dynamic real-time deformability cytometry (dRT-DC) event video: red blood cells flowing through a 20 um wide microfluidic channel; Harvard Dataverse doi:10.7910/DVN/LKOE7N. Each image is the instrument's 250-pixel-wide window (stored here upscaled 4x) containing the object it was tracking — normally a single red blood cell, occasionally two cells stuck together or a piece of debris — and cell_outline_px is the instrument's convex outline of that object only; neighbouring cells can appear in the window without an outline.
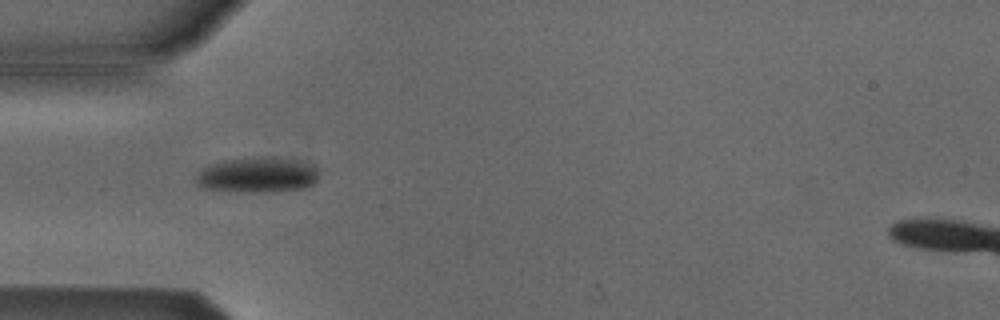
{"species": "Egyptian fruit bat (a non-hibernating species)", "species_latin": "Rousettus aegyptiacus", "temperature_condition": "cold", "stored_images_in_passage": 4, "camera_frame_rate_fps": 3000, "um_per_image_px": 0.085, "animal": {"sex": "male"}, "frame": {"image": 1, "passage_image": 4, "time_ms": 3.667, "image_size_px": [1000, 320], "cell_outline_px": [[316, 180], [312, 184], [304, 188], [280, 192], [240, 192], [200, 188], [192, 180], [196, 172], [212, 164], [224, 160], [264, 156], [276, 156], [312, 164], [316, 168]], "centroid_in_image_um": [21.82, 14.88], "position_along_channel_um": 63.2, "area_um2": 25.84}}